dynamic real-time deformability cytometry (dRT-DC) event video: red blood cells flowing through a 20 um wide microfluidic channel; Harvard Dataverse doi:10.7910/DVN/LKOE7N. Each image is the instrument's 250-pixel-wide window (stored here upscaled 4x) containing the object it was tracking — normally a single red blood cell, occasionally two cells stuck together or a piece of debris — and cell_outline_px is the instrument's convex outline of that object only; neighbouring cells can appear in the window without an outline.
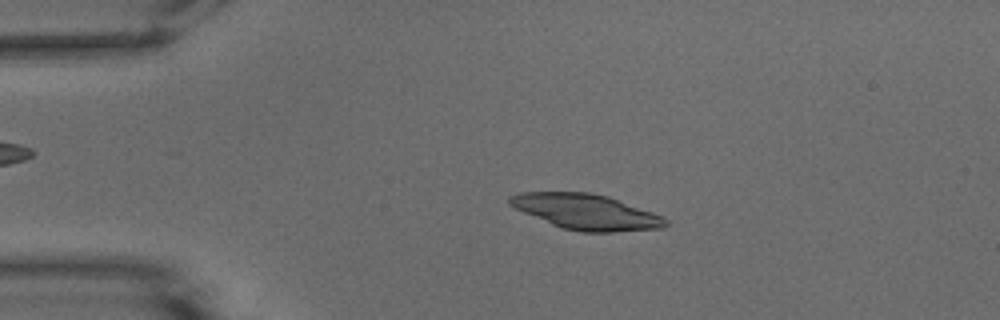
{"species": "common noctule bat (a hibernating species)", "species_latin": "Nyctalus noctula", "temperature_condition": "warm", "stored_images_in_passage": 51, "camera_frame_rate_fps": 3000, "um_per_image_px": 0.085, "animal": {"sex": "male", "body_mass_g": 15.6}, "frame": {"image": 1, "passage_image": 10, "time_ms": 3.0, "image_size_px": [1000, 320], "cell_outline_px": [[668, 224], [664, 228], [612, 232], [580, 232], [564, 228], [552, 224], [524, 212], [508, 204], [508, 196], [520, 192], [588, 192], [608, 196], [664, 216], [668, 220]], "centroid_in_image_um": [49.85, 18.0], "position_along_channel_um": 35.1, "area_um2": 32.08}}